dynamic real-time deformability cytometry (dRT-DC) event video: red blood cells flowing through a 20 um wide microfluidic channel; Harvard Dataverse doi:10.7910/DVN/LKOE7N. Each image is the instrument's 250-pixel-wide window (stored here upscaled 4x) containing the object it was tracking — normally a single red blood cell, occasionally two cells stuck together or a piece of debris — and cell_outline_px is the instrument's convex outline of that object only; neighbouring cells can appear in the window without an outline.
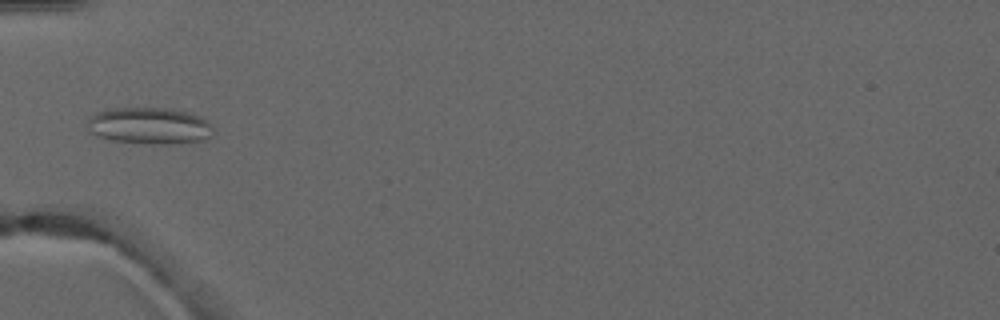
{"species": "common noctule bat (a hibernating species)", "species_latin": "Nyctalus noctula", "temperature_condition": "warm", "stored_images_in_passage": 3, "camera_frame_rate_fps": 3000, "um_per_image_px": 0.085, "animal": {"sex": "male", "forearm_length_mm": 52.5}, "frame": {"image": 1, "passage_image": 2, "time_ms": 1.333, "image_size_px": [1000, 320], "cell_outline_px": [[212, 136], [204, 140], [180, 144], [152, 144], [112, 140], [96, 136], [88, 132], [88, 120], [96, 112], [108, 108], [168, 108], [188, 112], [200, 116], [208, 120], [212, 124]], "centroid_in_image_um": [12.73, 10.7], "position_along_channel_um": 72.3, "area_um2": 27.28}}